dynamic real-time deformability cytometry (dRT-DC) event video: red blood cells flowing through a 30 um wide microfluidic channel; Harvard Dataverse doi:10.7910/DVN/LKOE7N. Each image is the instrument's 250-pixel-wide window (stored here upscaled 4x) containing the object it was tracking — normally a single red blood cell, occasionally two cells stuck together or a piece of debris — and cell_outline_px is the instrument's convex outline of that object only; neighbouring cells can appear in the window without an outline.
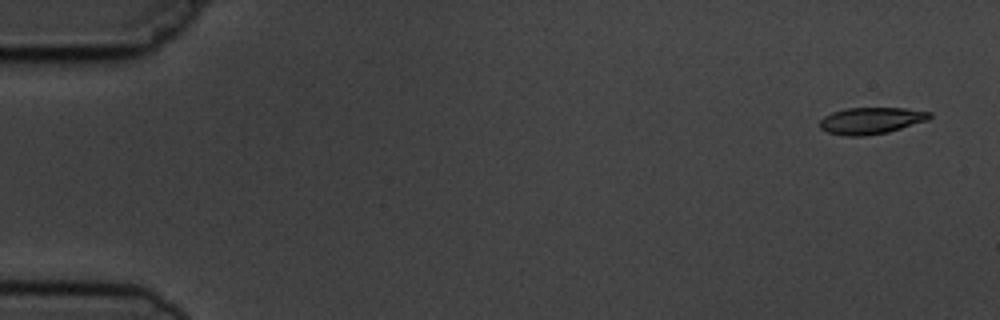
{"species": "common noctule bat (a hibernating species)", "species_latin": "Nyctalus noctula", "temperature_condition": "cold", "stored_images_in_passage": 5, "camera_frame_rate_fps": 3000, "um_per_image_px": 0.085, "animal": {"sex": "male", "body_mass_g": 19.5, "forearm_length_mm": 54.6}, "frame": {"image": 1, "passage_image": 1, "time_ms": 0.0, "image_size_px": [1000, 320], "cell_outline_px": [[932, 116], [928, 120], [888, 132], [864, 136], [844, 136], [828, 132], [820, 128], [820, 120], [824, 116], [832, 112], [848, 108], [904, 108], [932, 112]], "centroid_in_image_um": [74.05, 10.25], "position_along_channel_um": 11.0, "area_um2": 17.05}}
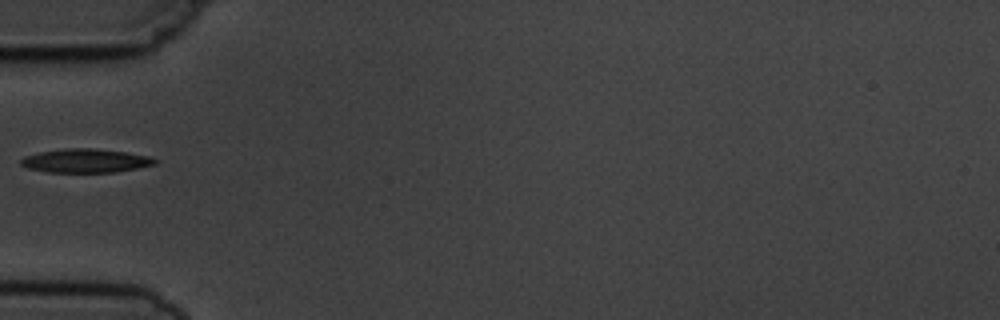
{"frame": {"image": 2, "passage_image": 5, "time_ms": 5.333, "image_size_px": [1000, 320], "cell_outline_px": [[156, 164], [116, 172], [48, 172], [28, 168], [20, 164], [20, 160], [24, 156], [40, 152], [64, 148], [92, 148], [124, 152], [148, 156], [156, 160]], "centroid_in_image_um": [7.23, 13.66], "position_along_channel_um": 77.8, "area_um2": 18.38}}